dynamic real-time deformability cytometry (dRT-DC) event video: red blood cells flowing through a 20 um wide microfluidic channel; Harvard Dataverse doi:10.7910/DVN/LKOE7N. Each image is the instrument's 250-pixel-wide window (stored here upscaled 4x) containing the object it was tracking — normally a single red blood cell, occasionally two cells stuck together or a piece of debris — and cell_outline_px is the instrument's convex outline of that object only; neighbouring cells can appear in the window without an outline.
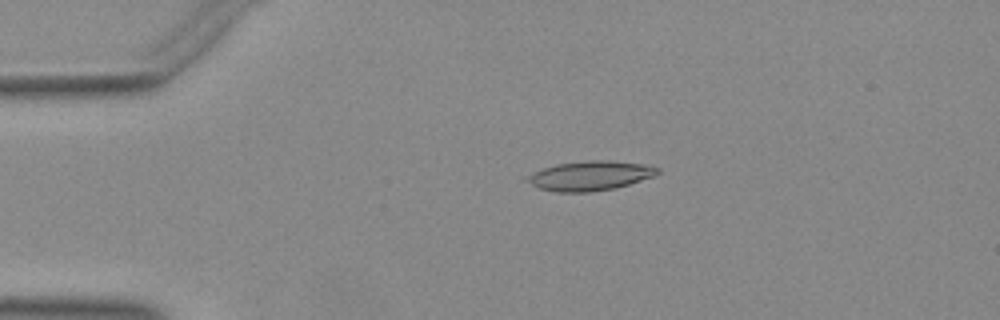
{"species": "Egyptian fruit bat (a non-hibernating species)", "species_latin": "Rousettus aegyptiacus", "temperature_condition": "warm", "stored_images_in_passage": 41, "camera_frame_rate_fps": 3000, "um_per_image_px": 0.085, "animal": {"sex": "female"}, "frame": {"image": 1, "passage_image": 1, "time_ms": 0.0, "image_size_px": [1000, 320], "cell_outline_px": [[660, 172], [652, 176], [616, 188], [592, 192], [556, 192], [540, 188], [520, 180], [524, 176], [544, 168], [556, 164], [588, 160], [608, 160], [640, 164], [660, 168]], "centroid_in_image_um": [50.07, 14.94], "position_along_channel_um": 34.9, "area_um2": 22.43}}
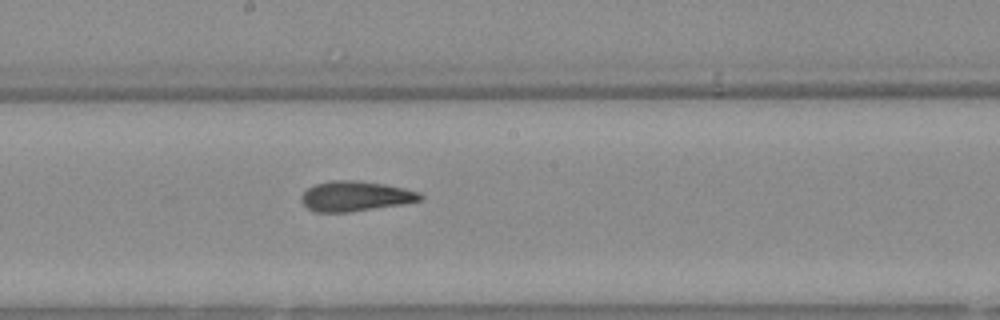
{"frame": {"image": 2, "passage_image": 18, "time_ms": 5.667, "image_size_px": [1000, 320], "cell_outline_px": [[424, 196], [420, 200], [400, 204], [348, 212], [316, 212], [308, 208], [300, 200], [300, 196], [308, 188], [316, 184], [332, 180], [356, 180], [384, 184], [404, 188], [420, 192]], "centroid_in_image_um": [30.19, 16.67], "position_along_channel_um": 218.0, "area_um2": 20.63}}
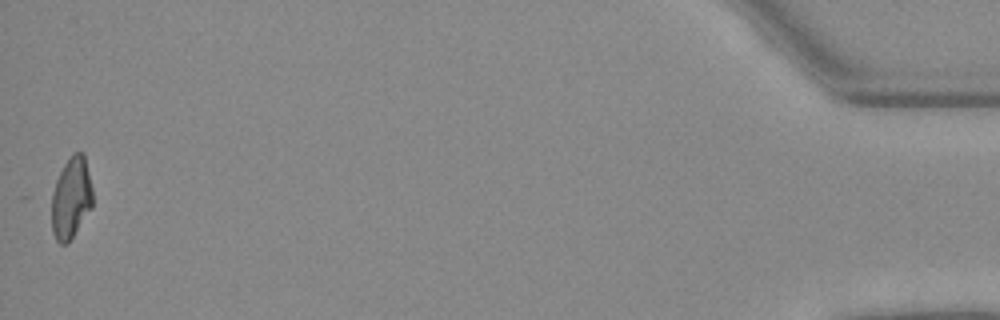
{"frame": {"image": 3, "passage_image": 41, "time_ms": 13.333, "image_size_px": [1000, 320], "cell_outline_px": [[92, 208], [68, 244], [60, 244], [56, 240], [52, 232], [52, 192], [56, 180], [64, 164], [72, 152], [84, 152], [92, 188]], "centroid_in_image_um": [6.05, 16.83], "position_along_channel_um": 429.2, "area_um2": 19.65}}